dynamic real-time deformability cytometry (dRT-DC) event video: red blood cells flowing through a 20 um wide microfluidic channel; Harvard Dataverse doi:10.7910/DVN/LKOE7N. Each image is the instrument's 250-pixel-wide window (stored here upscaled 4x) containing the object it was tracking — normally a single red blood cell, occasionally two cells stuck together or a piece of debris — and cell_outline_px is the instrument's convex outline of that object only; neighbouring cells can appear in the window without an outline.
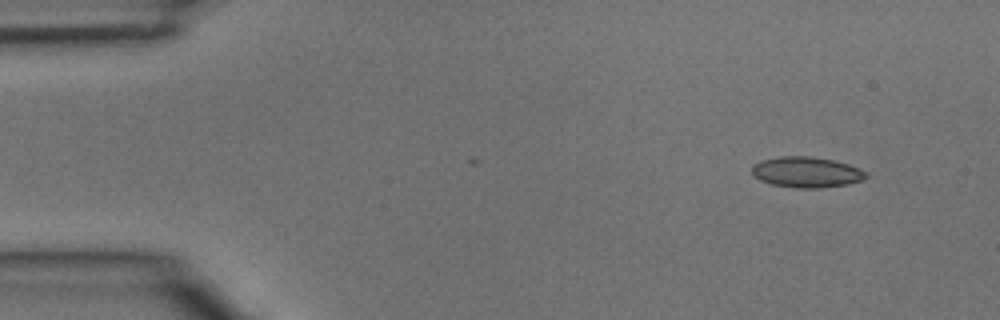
{"species": "common noctule bat (a hibernating species)", "species_latin": "Nyctalus noctula", "temperature_condition": "room temperature", "stored_images_in_passage": 2, "camera_frame_rate_fps": 3000, "um_per_image_px": 0.085, "animal": {"sex": "male", "body_mass_g": 15.6}, "frame": {"image": 1, "passage_image": 2, "time_ms": 0.333, "image_size_px": [1000, 320], "cell_outline_px": [[868, 176], [864, 180], [848, 184], [820, 188], [796, 188], [772, 184], [760, 180], [752, 172], [752, 164], [760, 160], [780, 156], [808, 156], [832, 160], [848, 164], [864, 172]], "centroid_in_image_um": [68.52, 14.63], "position_along_channel_um": 16.5, "area_um2": 20.29}}